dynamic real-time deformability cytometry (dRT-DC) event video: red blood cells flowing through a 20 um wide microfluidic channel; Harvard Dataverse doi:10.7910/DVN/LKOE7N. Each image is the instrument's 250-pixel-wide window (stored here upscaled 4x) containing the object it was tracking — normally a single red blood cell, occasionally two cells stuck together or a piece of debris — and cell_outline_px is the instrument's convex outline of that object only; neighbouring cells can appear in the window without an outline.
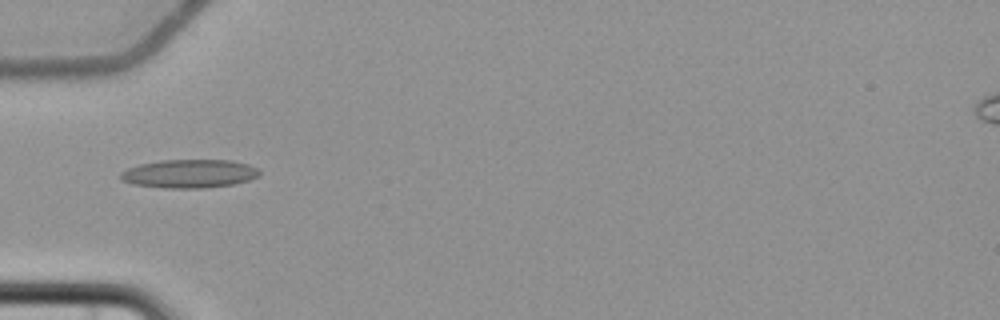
{"species": "common noctule bat (a hibernating species)", "species_latin": "Nyctalus noctula", "temperature_condition": "cold", "stored_images_in_passage": 7, "camera_frame_rate_fps": 3000, "um_per_image_px": 0.085, "animal": {"sex": "female", "body_mass_g": 22.7, "forearm_length_mm": 54.2}, "frame": {"image": 1, "passage_image": 6, "time_ms": 6.333, "image_size_px": [1000, 320], "cell_outline_px": [[260, 176], [248, 180], [232, 184], [204, 188], [164, 188], [132, 184], [120, 180], [120, 172], [128, 168], [140, 164], [160, 160], [232, 160], [248, 164], [256, 168], [260, 172]], "centroid_in_image_um": [16.07, 14.76], "position_along_channel_um": 68.9, "area_um2": 23.12}}
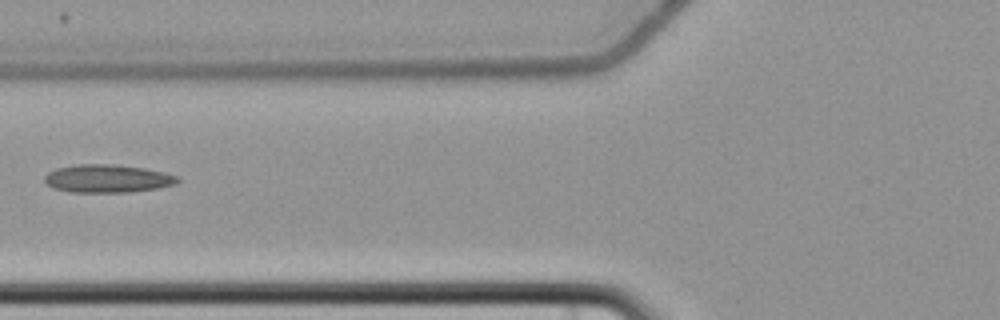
{"frame": {"image": 2, "passage_image": 7, "time_ms": 7.667, "image_size_px": [1000, 320], "cell_outline_px": [[180, 180], [176, 184], [160, 188], [128, 192], [68, 192], [52, 188], [44, 180], [44, 176], [48, 172], [56, 168], [76, 164], [116, 164], [144, 168], [164, 172], [180, 176]], "centroid_in_image_um": [9.15, 15.17], "position_along_channel_um": 116.6, "area_um2": 22.02}}